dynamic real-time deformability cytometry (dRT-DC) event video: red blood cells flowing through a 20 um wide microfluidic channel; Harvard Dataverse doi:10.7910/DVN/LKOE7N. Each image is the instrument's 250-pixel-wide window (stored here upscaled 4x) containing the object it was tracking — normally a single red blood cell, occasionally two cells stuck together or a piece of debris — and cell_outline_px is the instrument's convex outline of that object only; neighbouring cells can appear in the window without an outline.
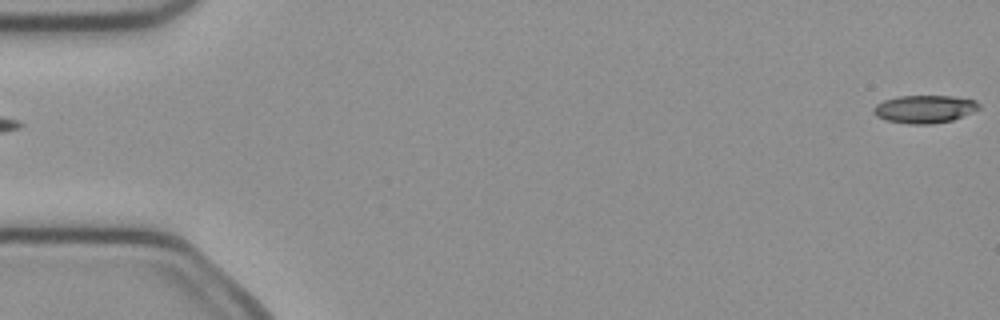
{"species": "common noctule bat (a hibernating species)", "species_latin": "Nyctalus noctula", "temperature_condition": "cold", "stored_images_in_passage": 10, "camera_frame_rate_fps": 3000, "um_per_image_px": 0.085, "animal": {"sex": "female", "body_mass_g": 21.9}, "frame": {"image": 1, "passage_image": 1, "time_ms": 0.0, "image_size_px": [1000, 320], "cell_outline_px": [[980, 108], [972, 112], [952, 120], [932, 124], [908, 124], [888, 120], [876, 116], [872, 112], [872, 108], [876, 104], [884, 100], [900, 96], [952, 96], [976, 100], [980, 104]], "centroid_in_image_um": [78.58, 9.27], "position_along_channel_um": 6.4, "area_um2": 17.11}}